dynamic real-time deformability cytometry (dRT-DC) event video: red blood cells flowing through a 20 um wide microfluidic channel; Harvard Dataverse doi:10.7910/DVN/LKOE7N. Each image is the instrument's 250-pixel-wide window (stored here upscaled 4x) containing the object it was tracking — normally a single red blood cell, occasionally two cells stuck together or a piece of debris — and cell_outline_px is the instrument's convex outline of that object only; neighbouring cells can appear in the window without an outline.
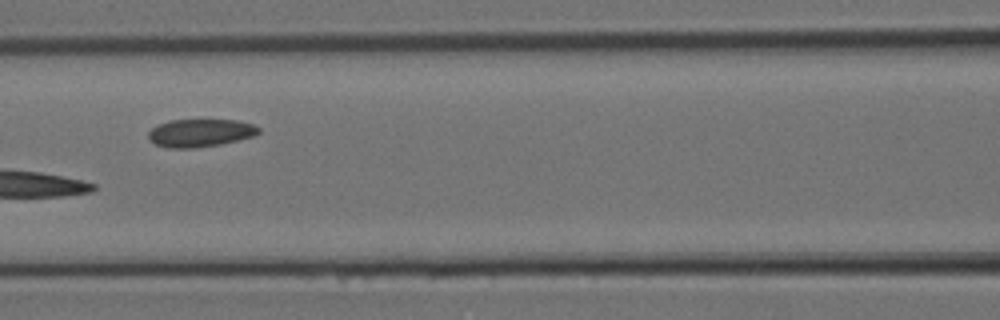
{"species": "Egyptian fruit bat (a non-hibernating species)", "species_latin": "Rousettus aegyptiacus", "temperature_condition": "room temperature", "stored_images_in_passage": 22, "camera_frame_rate_fps": 3000, "um_per_image_px": 0.085, "animal": {"sex": "female"}, "frame": {"image": 1, "passage_image": 10, "time_ms": 3.0, "image_size_px": [1000, 320], "cell_outline_px": [[260, 132], [256, 136], [220, 144], [196, 148], [168, 148], [156, 144], [148, 140], [148, 132], [152, 128], [160, 124], [172, 120], [236, 120], [252, 124], [260, 128]], "centroid_in_image_um": [17.03, 11.3], "position_along_channel_um": 149.6, "area_um2": 17.92}}